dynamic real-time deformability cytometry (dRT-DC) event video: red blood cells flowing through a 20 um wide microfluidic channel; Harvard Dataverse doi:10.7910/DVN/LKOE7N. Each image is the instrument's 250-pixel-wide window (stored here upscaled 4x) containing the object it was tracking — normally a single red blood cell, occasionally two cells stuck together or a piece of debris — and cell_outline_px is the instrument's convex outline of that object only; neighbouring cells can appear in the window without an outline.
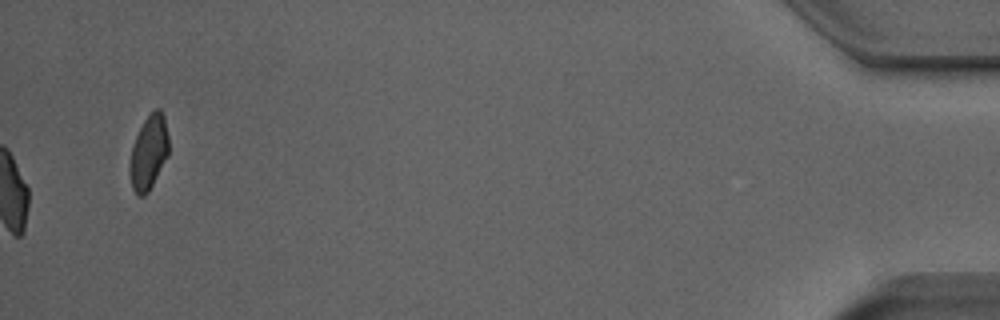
{"species": "Egyptian fruit bat (a non-hibernating species)", "species_latin": "Rousettus aegyptiacus", "temperature_condition": "room temperature", "stored_images_in_passage": 37, "camera_frame_rate_fps": 3000, "um_per_image_px": 0.085, "animal": {"sex": "male"}, "frame": {"image": 1, "passage_image": 37, "time_ms": 12.0, "image_size_px": [1000, 320], "cell_outline_px": [[168, 156], [148, 192], [144, 196], [136, 196], [132, 188], [132, 144], [144, 120], [156, 108], [160, 108], [164, 116], [168, 136]], "centroid_in_image_um": [12.68, 12.94], "position_along_channel_um": 422.5, "area_um2": 16.3}}